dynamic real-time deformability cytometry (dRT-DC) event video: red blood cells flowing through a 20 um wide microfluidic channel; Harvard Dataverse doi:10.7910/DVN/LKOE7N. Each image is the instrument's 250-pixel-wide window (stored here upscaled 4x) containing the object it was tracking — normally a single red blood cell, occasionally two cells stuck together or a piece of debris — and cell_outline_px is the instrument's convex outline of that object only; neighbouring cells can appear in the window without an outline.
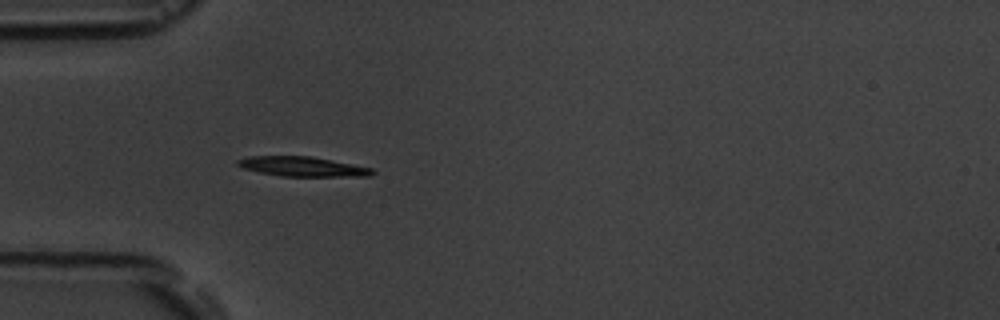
{"species": "common noctule bat (a hibernating species)", "species_latin": "Nyctalus noctula", "temperature_condition": "room temperature", "stored_images_in_passage": 5, "camera_frame_rate_fps": 3000, "um_per_image_px": 0.085, "animal": {"sex": "male", "body_mass_g": 19.5, "forearm_length_mm": 54.6}, "frame": {"image": 1, "passage_image": 5, "time_ms": 4.667, "image_size_px": [1000, 320], "cell_outline_px": [[376, 172], [368, 176], [280, 176], [260, 172], [244, 168], [236, 164], [236, 160], [248, 156], [312, 156], [372, 168]], "centroid_in_image_um": [25.7, 14.15], "position_along_channel_um": 59.3, "area_um2": 15.37}}